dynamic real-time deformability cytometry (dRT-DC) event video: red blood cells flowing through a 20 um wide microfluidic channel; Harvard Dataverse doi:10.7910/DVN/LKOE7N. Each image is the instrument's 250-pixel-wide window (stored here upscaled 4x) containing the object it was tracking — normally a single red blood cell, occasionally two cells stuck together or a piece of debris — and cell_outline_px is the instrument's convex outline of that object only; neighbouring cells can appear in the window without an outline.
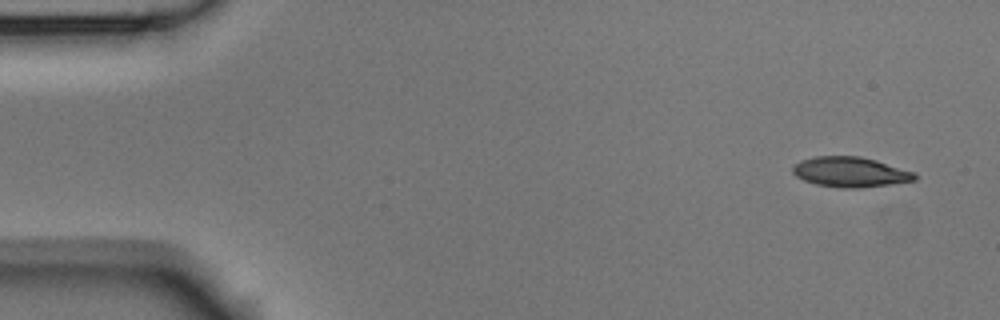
{"species": "Egyptian fruit bat (a non-hibernating species)", "species_latin": "Rousettus aegyptiacus", "temperature_condition": "room temperature", "stored_images_in_passage": 5, "camera_frame_rate_fps": 3000, "um_per_image_px": 0.085, "animal": {"sex": "male"}, "frame": {"image": 1, "passage_image": 1, "time_ms": 0.0, "image_size_px": [1000, 320], "cell_outline_px": [[916, 180], [860, 188], [840, 188], [816, 184], [804, 180], [796, 176], [792, 172], [792, 168], [800, 160], [816, 156], [860, 156], [876, 160], [916, 172]], "centroid_in_image_um": [72.28, 14.62], "position_along_channel_um": 12.7, "area_um2": 21.39}}
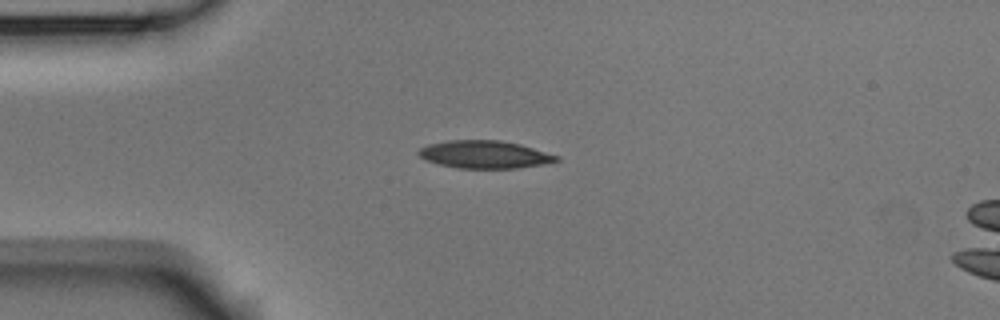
{"frame": {"image": 2, "passage_image": 3, "time_ms": 0.667, "image_size_px": [1000, 320], "cell_outline_px": [[560, 160], [540, 164], [516, 168], [456, 168], [424, 160], [416, 152], [420, 148], [428, 144], [448, 140], [500, 140], [520, 144], [560, 156]], "centroid_in_image_um": [41.16, 13.12], "position_along_channel_um": 43.8, "area_um2": 22.2}}
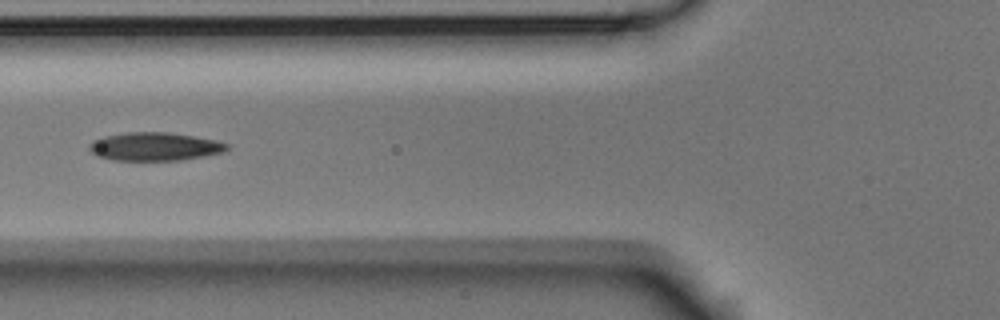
{"frame": {"image": 3, "passage_image": 5, "time_ms": 1.333, "image_size_px": [1000, 320], "cell_outline_px": [[228, 148], [224, 152], [204, 156], [180, 160], [116, 160], [96, 156], [88, 148], [88, 144], [92, 140], [104, 136], [124, 132], [168, 132], [216, 140], [228, 144]], "centroid_in_image_um": [13.11, 12.45], "position_along_channel_um": 112.7, "area_um2": 22.72}}